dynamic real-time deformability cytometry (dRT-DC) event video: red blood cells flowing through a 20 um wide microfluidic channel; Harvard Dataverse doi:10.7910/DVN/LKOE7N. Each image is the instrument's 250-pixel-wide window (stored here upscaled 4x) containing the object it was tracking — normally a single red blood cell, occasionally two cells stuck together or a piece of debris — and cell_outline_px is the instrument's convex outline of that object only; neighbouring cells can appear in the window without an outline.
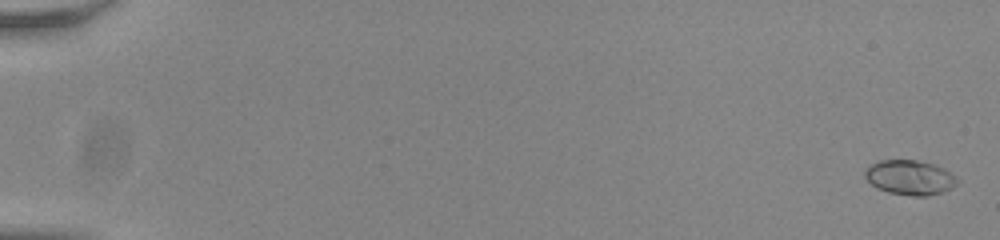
{"species": "common noctule bat (a hibernating species)", "species_latin": "Nyctalus noctula", "temperature_condition": "room temperature", "stored_images_in_passage": 57, "camera_frame_rate_fps": 3000, "um_per_image_px": 0.085, "animal": {"sex": "male", "body_mass_g": 20.0, "forearm_length_mm": 53.3}, "frame": {"image": 1, "passage_image": 2, "time_ms": 0.333, "image_size_px": [1000, 240], "cell_outline_px": [[960, 180], [952, 188], [944, 192], [928, 196], [912, 196], [888, 192], [876, 188], [864, 176], [864, 168], [876, 160], [916, 160], [932, 164], [944, 168], [956, 176]], "centroid_in_image_um": [77.33, 15.09], "position_along_channel_um": 7.7, "area_um2": 18.96}}
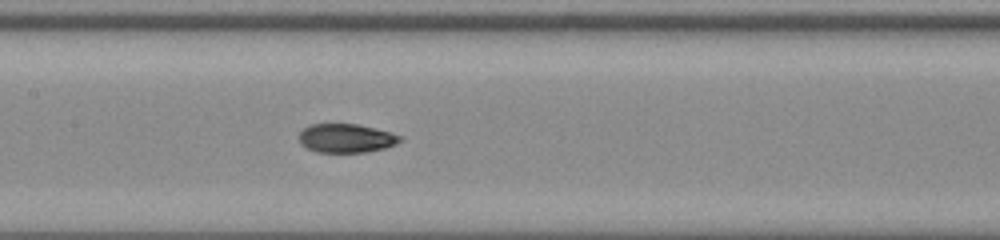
{"frame": {"image": 2, "passage_image": 30, "time_ms": 9.667, "image_size_px": [1000, 240], "cell_outline_px": [[400, 140], [396, 144], [384, 148], [368, 152], [316, 152], [300, 144], [300, 132], [304, 128], [312, 124], [356, 124], [388, 132], [400, 136]], "centroid_in_image_um": [29.39, 11.76], "position_along_channel_um": 178.0, "area_um2": 16.65}}
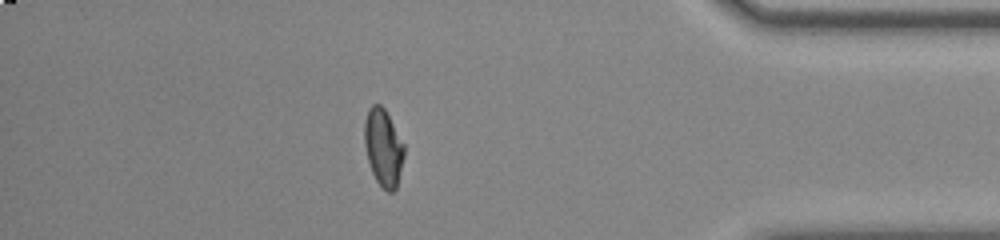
{"frame": {"image": 3, "passage_image": 50, "time_ms": 16.333, "image_size_px": [1000, 240], "cell_outline_px": [[404, 156], [396, 188], [392, 192], [388, 192], [376, 180], [372, 172], [368, 160], [364, 144], [364, 120], [368, 108], [372, 104], [380, 104], [384, 108], [404, 144]], "centroid_in_image_um": [32.56, 12.51], "position_along_channel_um": 402.6, "area_um2": 17.74}}